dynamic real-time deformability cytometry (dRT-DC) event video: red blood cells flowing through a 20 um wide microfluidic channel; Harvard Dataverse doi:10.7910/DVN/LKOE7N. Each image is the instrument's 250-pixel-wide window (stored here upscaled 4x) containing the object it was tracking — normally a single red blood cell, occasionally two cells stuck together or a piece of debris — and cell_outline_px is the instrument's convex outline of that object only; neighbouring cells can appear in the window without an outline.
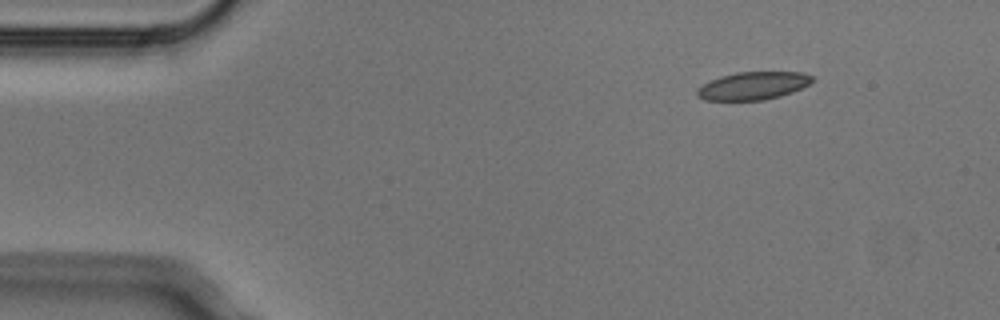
{"species": "Egyptian fruit bat (a non-hibernating species)", "species_latin": "Rousettus aegyptiacus", "temperature_condition": "cold", "stored_images_in_passage": 3, "camera_frame_rate_fps": 3000, "um_per_image_px": 0.085, "animal": {"sex": "male"}, "frame": {"image": 1, "passage_image": 1, "time_ms": 0.0, "image_size_px": [1000, 320], "cell_outline_px": [[812, 80], [808, 84], [792, 92], [780, 96], [764, 100], [704, 100], [696, 96], [696, 88], [720, 76], [736, 72], [804, 72], [812, 76]], "centroid_in_image_um": [63.97, 7.29], "position_along_channel_um": 21.0, "area_um2": 18.61}}